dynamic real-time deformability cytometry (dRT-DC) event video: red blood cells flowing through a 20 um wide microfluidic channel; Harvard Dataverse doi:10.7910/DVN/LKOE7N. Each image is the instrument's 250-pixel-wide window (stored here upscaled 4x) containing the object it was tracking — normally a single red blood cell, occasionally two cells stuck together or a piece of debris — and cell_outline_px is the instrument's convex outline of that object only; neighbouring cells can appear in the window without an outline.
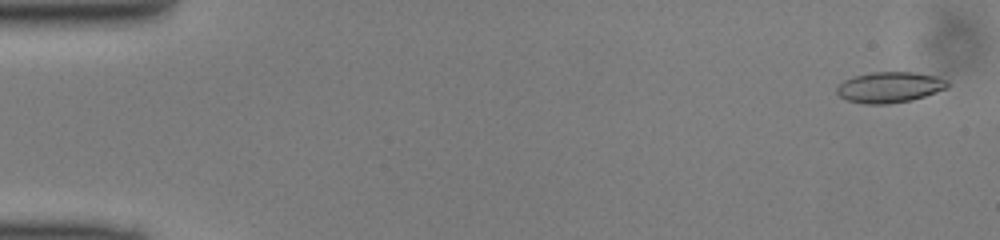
{"species": "common noctule bat (a hibernating species)", "species_latin": "Nyctalus noctula", "temperature_condition": "cold", "stored_images_in_passage": 49, "camera_frame_rate_fps": 3000, "um_per_image_px": 0.085, "animal": {"sex": "male", "body_mass_g": 13.0, "forearm_length_mm": 53.1}, "frame": {"image": 1, "passage_image": 2, "time_ms": 0.333, "image_size_px": [1000, 240], "cell_outline_px": [[948, 88], [912, 100], [888, 104], [864, 104], [848, 100], [840, 96], [836, 92], [836, 88], [844, 80], [856, 76], [872, 72], [912, 72], [936, 76], [948, 80]], "centroid_in_image_um": [75.63, 7.42], "position_along_channel_um": 9.4, "area_um2": 19.77}}
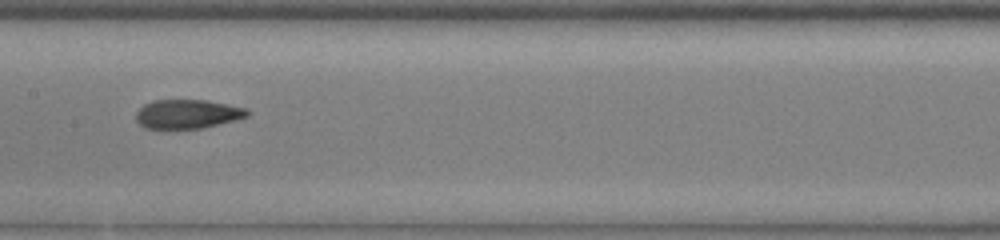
{"frame": {"image": 2, "passage_image": 25, "time_ms": 8.0, "image_size_px": [1000, 240], "cell_outline_px": [[248, 116], [200, 128], [144, 128], [136, 120], [136, 112], [144, 104], [152, 100], [204, 100], [248, 108]], "centroid_in_image_um": [15.89, 9.68], "position_along_channel_um": 191.5, "area_um2": 18.5}}
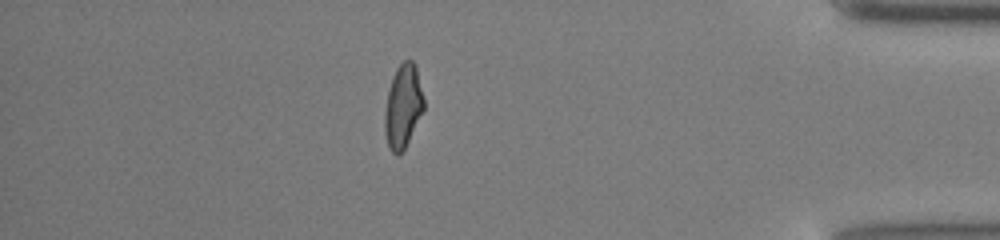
{"frame": {"image": 3, "passage_image": 43, "time_ms": 14.0, "image_size_px": [1000, 240], "cell_outline_px": [[424, 108], [404, 148], [396, 156], [388, 148], [384, 132], [384, 112], [388, 92], [392, 76], [396, 68], [404, 60], [412, 60], [416, 64], [424, 100]], "centroid_in_image_um": [34.23, 9.01], "position_along_channel_um": 401.0, "area_um2": 18.96}}